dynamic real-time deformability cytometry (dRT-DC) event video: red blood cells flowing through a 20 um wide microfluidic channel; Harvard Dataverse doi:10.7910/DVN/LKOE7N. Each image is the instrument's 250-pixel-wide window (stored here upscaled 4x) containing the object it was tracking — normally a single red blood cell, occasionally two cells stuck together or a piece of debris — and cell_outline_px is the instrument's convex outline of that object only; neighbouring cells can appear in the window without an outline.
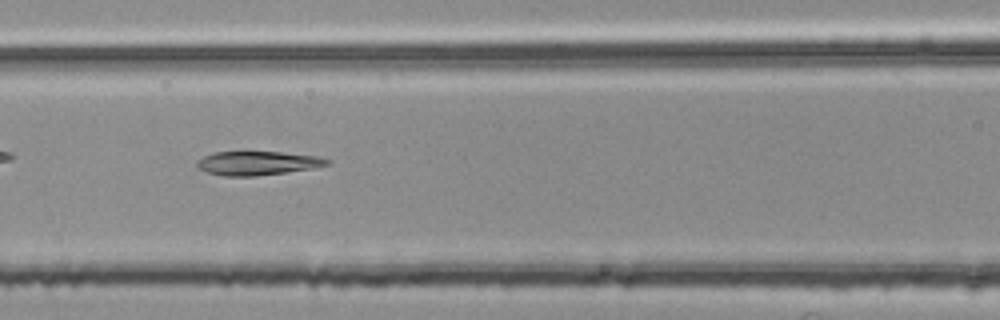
{"species": "common noctule bat (a hibernating species)", "species_latin": "Nyctalus noctula", "temperature_condition": "room temperature", "stored_images_in_passage": 39, "camera_frame_rate_fps": 3000, "um_per_image_px": 0.085, "animal": {"sex": "female", "body_mass_g": 25.1}, "frame": {"image": 1, "passage_image": 8, "time_ms": 2.333, "image_size_px": [1000, 320], "cell_outline_px": [[332, 160], [328, 164], [312, 168], [256, 176], [224, 176], [208, 172], [196, 168], [196, 164], [204, 156], [212, 152], [244, 148], [320, 156]], "centroid_in_image_um": [21.84, 13.8], "position_along_channel_um": 144.8, "area_um2": 19.02}}
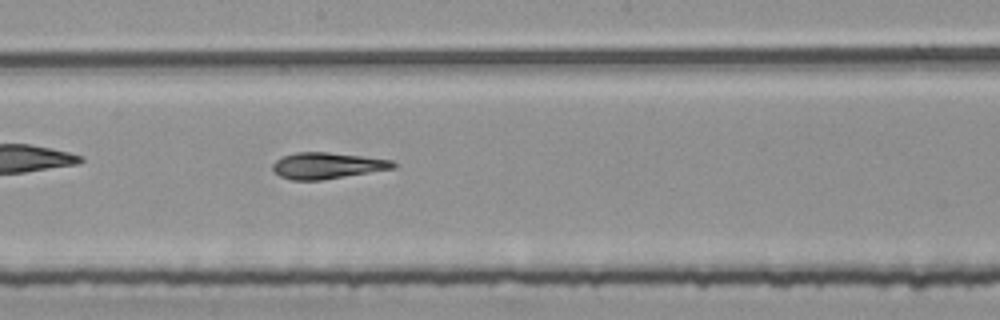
{"frame": {"image": 2, "passage_image": 14, "time_ms": 4.333, "image_size_px": [1000, 320], "cell_outline_px": [[396, 164], [392, 168], [320, 180], [292, 180], [280, 176], [272, 168], [272, 164], [280, 156], [296, 152], [328, 152], [392, 160]], "centroid_in_image_um": [27.73, 14.06], "position_along_channel_um": 220.5, "area_um2": 18.09}}
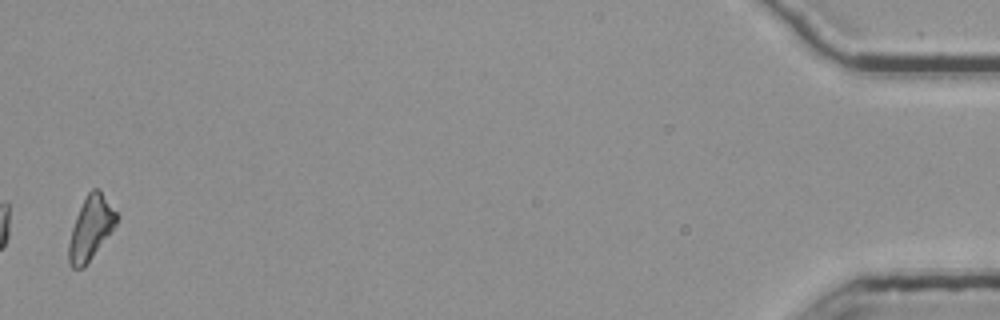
{"frame": {"image": 3, "passage_image": 38, "time_ms": 12.333, "image_size_px": [1000, 320], "cell_outline_px": [[116, 224], [84, 268], [72, 268], [68, 264], [68, 244], [72, 228], [76, 216], [88, 192], [92, 188], [100, 188], [116, 212]], "centroid_in_image_um": [7.68, 19.39], "position_along_channel_um": 427.5, "area_um2": 17.4}, "authors_computed_cell_mechanics": {"area_um2": 18.1492, "velocity_mm_per_s": 3.7899, "shape_relaxation_time_tau1_ms": 6.8118, "shape_relaxation_time_tau2_ms": 3.3243, "deformation_change_tau1": 0.1911, "deformation_change_tau2": 0.1086}}